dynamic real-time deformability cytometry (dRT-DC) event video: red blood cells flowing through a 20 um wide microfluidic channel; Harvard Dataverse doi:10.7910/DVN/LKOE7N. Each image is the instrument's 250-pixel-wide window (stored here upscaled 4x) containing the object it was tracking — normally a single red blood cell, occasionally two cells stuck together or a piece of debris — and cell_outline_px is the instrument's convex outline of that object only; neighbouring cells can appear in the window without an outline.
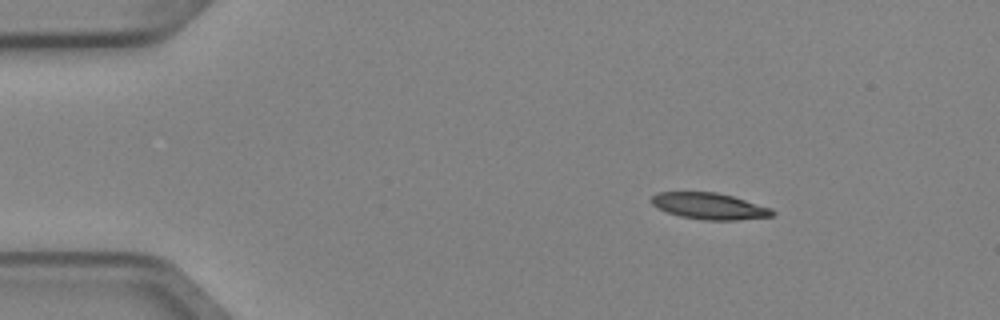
{"species": "Egyptian fruit bat (a non-hibernating species)", "species_latin": "Rousettus aegyptiacus", "temperature_condition": "cold", "stored_images_in_passage": 4, "camera_frame_rate_fps": 3000, "um_per_image_px": 0.085, "animal": {"sex": "female"}, "frame": {"image": 1, "passage_image": 2, "time_ms": 0.333, "image_size_px": [1000, 320], "cell_outline_px": [[776, 212], [772, 216], [736, 220], [704, 220], [680, 216], [668, 212], [652, 204], [652, 196], [656, 192], [716, 192], [732, 196], [772, 208]], "centroid_in_image_um": [60.32, 17.52], "position_along_channel_um": 24.7, "area_um2": 18.44}}